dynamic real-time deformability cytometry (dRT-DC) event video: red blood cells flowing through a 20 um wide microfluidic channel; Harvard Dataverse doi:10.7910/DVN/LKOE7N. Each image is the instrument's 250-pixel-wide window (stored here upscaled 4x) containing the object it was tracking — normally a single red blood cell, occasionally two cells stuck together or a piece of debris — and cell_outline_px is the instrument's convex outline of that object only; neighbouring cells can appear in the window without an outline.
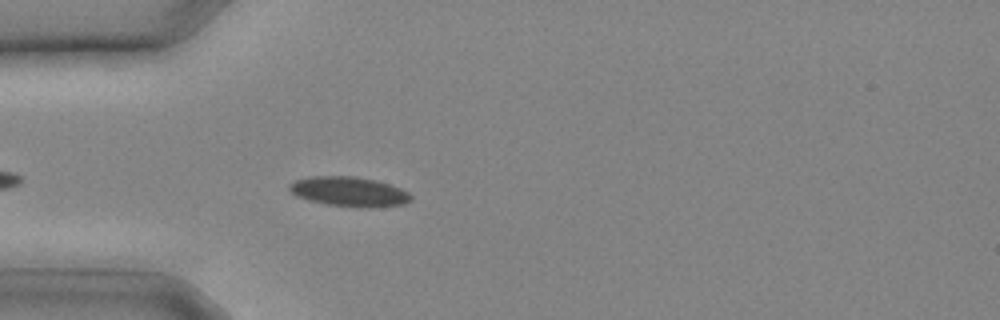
{"species": "common noctule bat (a hibernating species)", "species_latin": "Nyctalus noctula", "temperature_condition": "cold", "stored_images_in_passage": 9, "camera_frame_rate_fps": 3000, "um_per_image_px": 0.085, "animal": {"sex": "male", "body_mass_g": 20.4}, "frame": {"image": 1, "passage_image": 7, "time_ms": 2.0, "image_size_px": [1000, 320], "cell_outline_px": [[412, 200], [404, 204], [368, 208], [360, 208], [328, 204], [308, 200], [296, 196], [288, 188], [288, 184], [296, 180], [308, 176], [356, 176], [376, 180], [400, 188], [408, 192], [412, 196]], "centroid_in_image_um": [29.67, 16.29], "position_along_channel_um": 55.3, "area_um2": 21.15}}